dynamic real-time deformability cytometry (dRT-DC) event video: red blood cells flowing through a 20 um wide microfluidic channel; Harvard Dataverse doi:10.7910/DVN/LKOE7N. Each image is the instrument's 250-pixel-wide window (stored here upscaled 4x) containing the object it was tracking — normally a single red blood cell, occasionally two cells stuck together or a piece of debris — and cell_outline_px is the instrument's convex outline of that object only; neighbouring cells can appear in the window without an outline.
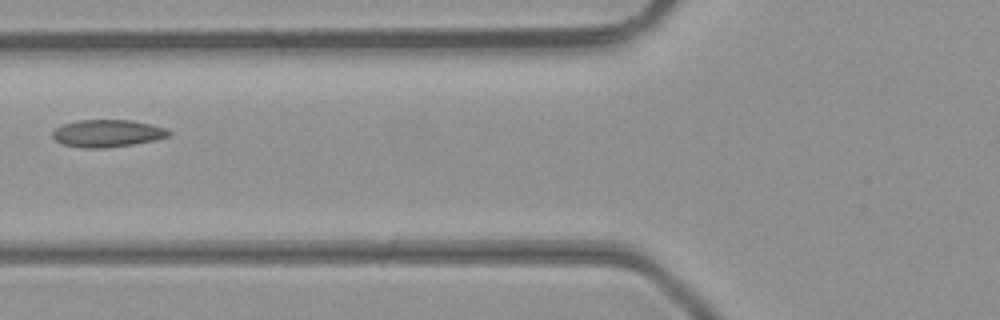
{"species": "common noctule bat (a hibernating species)", "species_latin": "Nyctalus noctula", "temperature_condition": "room temperature", "stored_images_in_passage": 5, "camera_frame_rate_fps": 3000, "um_per_image_px": 0.085, "animal": {"sex": "male", "body_mass_g": 23.1, "forearm_length_mm": 52.7}, "frame": {"image": 1, "passage_image": 5, "time_ms": 1.333, "image_size_px": [1000, 320], "cell_outline_px": [[172, 132], [168, 136], [156, 140], [108, 148], [80, 148], [60, 144], [52, 136], [52, 132], [56, 128], [64, 124], [76, 120], [132, 120], [164, 128]], "centroid_in_image_um": [9.09, 11.34], "position_along_channel_um": 116.7, "area_um2": 18.55}}